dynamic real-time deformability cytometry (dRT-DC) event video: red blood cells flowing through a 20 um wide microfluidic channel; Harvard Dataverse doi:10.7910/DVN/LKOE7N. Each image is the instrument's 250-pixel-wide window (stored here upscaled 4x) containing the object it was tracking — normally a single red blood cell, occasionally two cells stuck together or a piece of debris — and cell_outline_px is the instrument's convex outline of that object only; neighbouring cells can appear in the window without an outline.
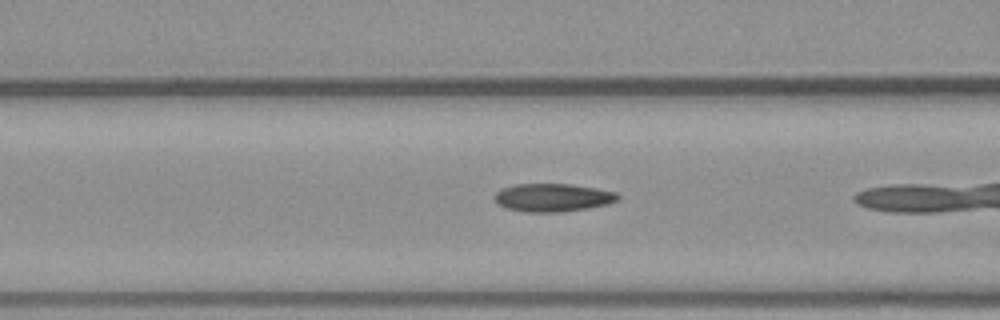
{"species": "common noctule bat (a hibernating species)", "species_latin": "Nyctalus noctula", "temperature_condition": "warm", "stored_images_in_passage": 8, "camera_frame_rate_fps": 3000, "um_per_image_px": 0.085, "animal": {"sex": "male", "body_mass_g": 23.1, "forearm_length_mm": 52.7}, "frame": {"image": 1, "passage_image": 4, "time_ms": 1.0, "image_size_px": [1000, 320], "cell_outline_px": [[620, 200], [608, 204], [588, 208], [564, 212], [528, 212], [508, 208], [496, 204], [492, 196], [500, 188], [516, 184], [568, 184], [596, 188], [616, 192], [620, 196]], "centroid_in_image_um": [46.97, 16.79], "position_along_channel_um": 119.6, "area_um2": 20.4}}
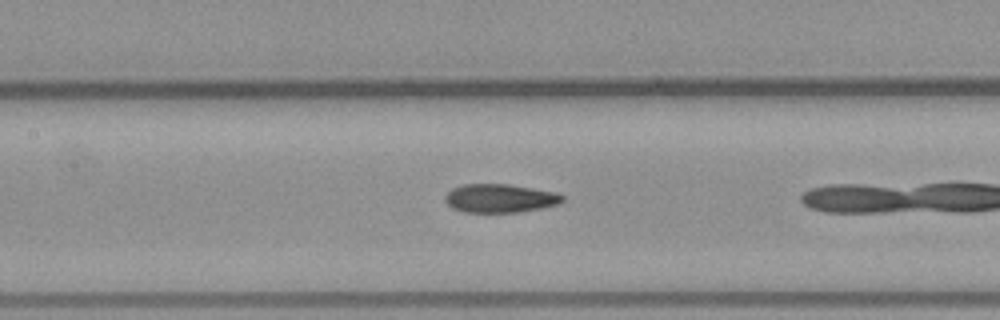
{"frame": {"image": 2, "passage_image": 7, "time_ms": 2.0, "image_size_px": [1000, 320], "cell_outline_px": [[564, 200], [556, 204], [540, 208], [516, 212], [464, 212], [452, 208], [444, 200], [444, 196], [452, 188], [464, 184], [508, 184], [556, 192], [564, 196]], "centroid_in_image_um": [42.46, 16.85], "position_along_channel_um": 164.9, "area_um2": 19.42}}